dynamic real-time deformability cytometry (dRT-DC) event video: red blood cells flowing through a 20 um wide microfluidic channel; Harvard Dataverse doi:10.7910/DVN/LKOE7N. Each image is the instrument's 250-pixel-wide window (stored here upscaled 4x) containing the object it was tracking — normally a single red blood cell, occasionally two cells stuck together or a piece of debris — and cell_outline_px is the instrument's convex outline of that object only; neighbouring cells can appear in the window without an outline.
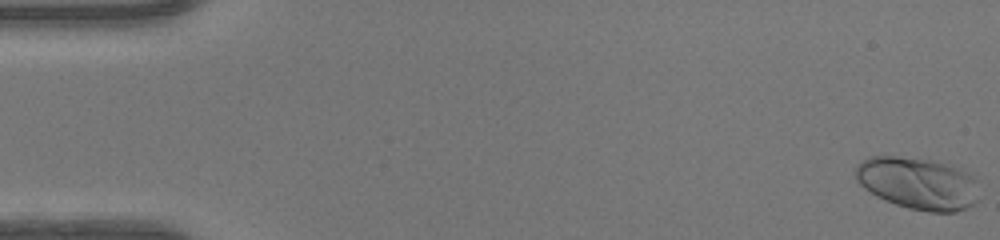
{"species": "human", "species_latin": "Homo sapiens", "temperature_condition": "warm", "stored_images_in_passage": 50, "camera_frame_rate_fps": 3000, "um_per_image_px": 0.085, "donor": {"sex": "female"}, "frame": {"image": 1, "passage_image": 1, "time_ms": 0.0, "image_size_px": [1000, 240], "cell_outline_px": [[980, 200], [976, 204], [956, 212], [928, 212], [908, 208], [884, 200], [876, 196], [864, 188], [856, 180], [852, 172], [856, 164], [868, 156], [896, 156], [932, 160], [956, 168], [972, 176]], "centroid_in_image_um": [77.96, 15.59], "position_along_channel_um": 7.0, "area_um2": 37.74}}
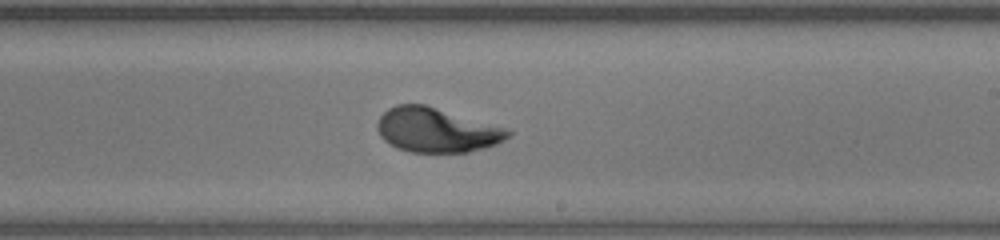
{"frame": {"image": 2, "passage_image": 30, "time_ms": 9.667, "image_size_px": [1000, 240], "cell_outline_px": [[512, 132], [504, 140], [496, 144], [484, 148], [468, 152], [408, 152], [396, 148], [384, 140], [380, 136], [376, 128], [376, 124], [380, 116], [388, 108], [396, 104], [424, 104], [504, 128]], "centroid_in_image_um": [37.04, 11.06], "position_along_channel_um": 252.0, "area_um2": 33.58}}
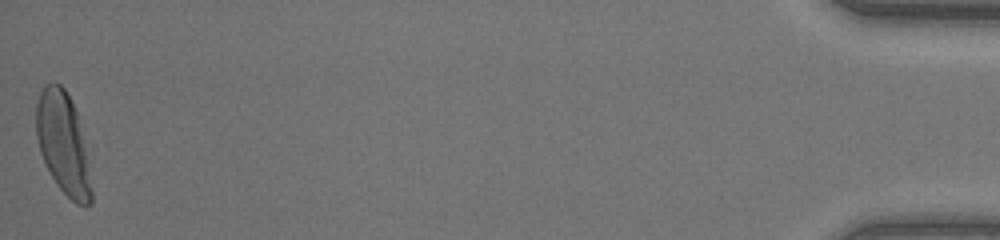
{"frame": {"image": 3, "passage_image": 50, "time_ms": 16.333, "image_size_px": [1000, 240], "cell_outline_px": [[92, 204], [76, 204], [56, 184], [40, 152], [36, 136], [36, 104], [40, 92], [44, 84], [60, 84], [64, 88], [76, 112], [84, 148], [92, 188]], "centroid_in_image_um": [5.33, 12.19], "position_along_channel_um": 429.9, "area_um2": 31.73}, "authors_computed_cell_mechanics": {"area_um2": 33.3217, "velocity_mm_per_s": 4.1893, "shape_relaxation_time_tau1_ms": 2.6633, "shape_relaxation_time_tau2_ms": null, "deformation_change_tau1": 0.1948, "deformation_change_tau2": null}}